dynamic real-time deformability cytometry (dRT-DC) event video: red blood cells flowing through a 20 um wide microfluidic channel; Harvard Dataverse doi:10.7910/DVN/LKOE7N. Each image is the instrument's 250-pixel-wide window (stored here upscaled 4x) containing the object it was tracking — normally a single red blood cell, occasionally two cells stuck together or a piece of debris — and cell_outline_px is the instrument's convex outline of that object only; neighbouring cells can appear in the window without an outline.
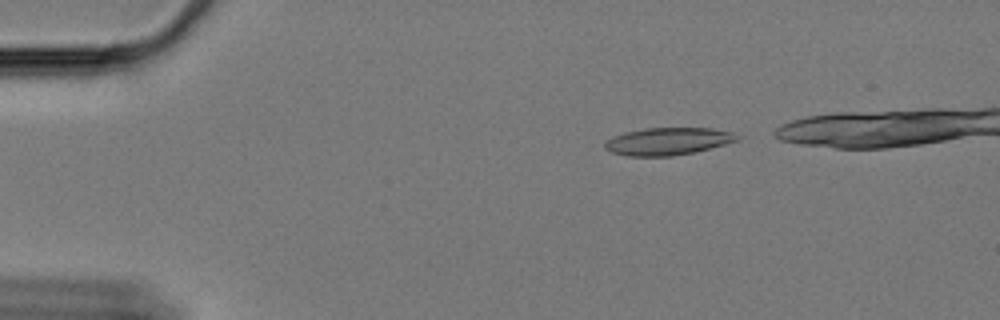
{"species": "Egyptian fruit bat (a non-hibernating species)", "species_latin": "Rousettus aegyptiacus", "temperature_condition": "cold", "stored_images_in_passage": 44, "camera_frame_rate_fps": 3000, "um_per_image_px": 0.085, "animal": {"sex": "female"}, "frame": {"image": 1, "passage_image": 1, "time_ms": 0.0, "image_size_px": [1000, 320], "cell_outline_px": [[744, 136], [740, 140], [692, 152], [672, 156], [624, 156], [612, 152], [604, 148], [604, 140], [612, 136], [624, 132], [644, 128], [712, 128], [732, 132]], "centroid_in_image_um": [56.75, 12.0], "position_along_channel_um": 28.3, "area_um2": 21.33}}
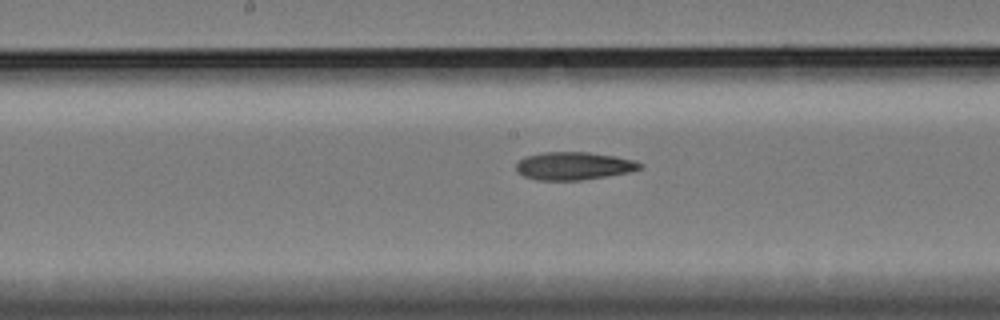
{"frame": {"image": 2, "passage_image": 22, "time_ms": 7.0, "image_size_px": [1000, 320], "cell_outline_px": [[644, 168], [628, 172], [608, 176], [580, 180], [536, 180], [524, 176], [516, 172], [516, 164], [524, 156], [544, 152], [588, 152], [616, 156], [636, 160], [644, 164]], "centroid_in_image_um": [48.79, 14.1], "position_along_channel_um": 199.4, "area_um2": 20.35}}
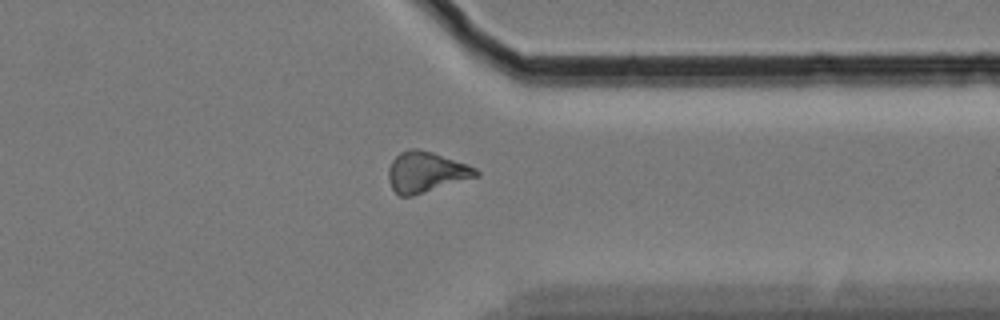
{"frame": {"image": 3, "passage_image": 38, "time_ms": 12.333, "image_size_px": [1000, 320], "cell_outline_px": [[480, 176], [412, 196], [400, 196], [392, 188], [388, 180], [388, 168], [392, 160], [400, 152], [412, 148], [416, 148], [432, 152], [468, 164], [476, 168], [480, 172]], "centroid_in_image_um": [36.22, 14.62], "position_along_channel_um": 375.2, "area_um2": 20.81}}